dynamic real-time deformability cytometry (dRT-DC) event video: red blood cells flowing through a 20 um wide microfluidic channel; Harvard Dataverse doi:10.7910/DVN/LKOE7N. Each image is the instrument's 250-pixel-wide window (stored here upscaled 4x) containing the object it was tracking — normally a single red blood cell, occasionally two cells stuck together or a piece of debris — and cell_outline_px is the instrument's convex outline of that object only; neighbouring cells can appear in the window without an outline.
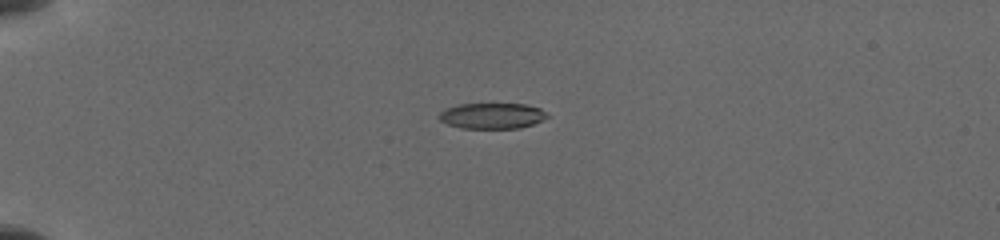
{"species": "common noctule bat (a hibernating species)", "species_latin": "Nyctalus noctula", "temperature_condition": "cold", "stored_images_in_passage": 9, "camera_frame_rate_fps": 3000, "um_per_image_px": 0.085, "animal": {"sex": "female", "body_mass_g": 19.5, "forearm_length_mm": 54.1}, "frame": {"image": 1, "passage_image": 1, "time_ms": 0.0, "image_size_px": [1000, 240], "cell_outline_px": [[548, 116], [532, 124], [520, 128], [460, 128], [448, 124], [440, 120], [440, 112], [444, 108], [456, 104], [524, 104], [540, 108]], "centroid_in_image_um": [41.77, 9.84], "position_along_channel_um": 43.2, "area_um2": 16.07}}